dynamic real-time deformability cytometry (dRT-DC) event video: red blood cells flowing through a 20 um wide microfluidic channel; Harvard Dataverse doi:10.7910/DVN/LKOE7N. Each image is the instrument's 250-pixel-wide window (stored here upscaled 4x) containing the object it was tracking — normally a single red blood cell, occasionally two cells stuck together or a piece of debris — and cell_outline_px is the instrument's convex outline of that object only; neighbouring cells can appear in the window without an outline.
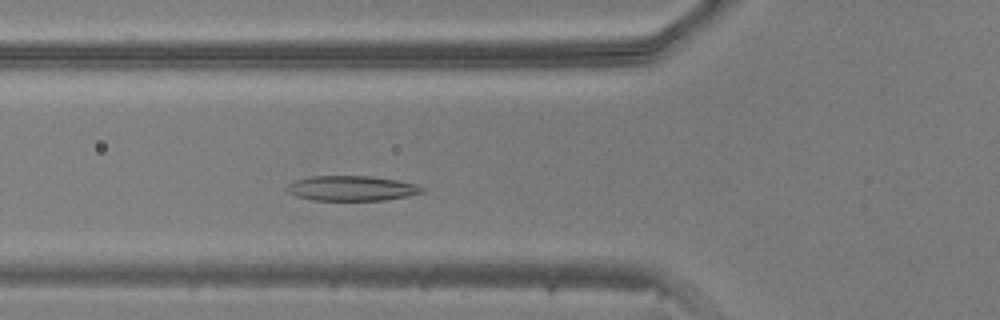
{"species": "common noctule bat (a hibernating species)", "species_latin": "Nyctalus noctula", "temperature_condition": "warm", "stored_images_in_passage": 38, "camera_frame_rate_fps": 3000, "um_per_image_px": 0.085, "animal": {"sex": "male", "body_mass_g": 20.5, "forearm_length_mm": 52.5}, "frame": {"image": 1, "passage_image": 7, "time_ms": 2.0, "image_size_px": [1000, 320], "cell_outline_px": [[428, 188], [424, 192], [408, 196], [384, 200], [312, 200], [296, 196], [288, 192], [284, 188], [288, 184], [296, 180], [312, 176], [372, 176], [420, 184]], "centroid_in_image_um": [29.95, 16.0], "position_along_channel_um": 95.9, "area_um2": 19.94}}
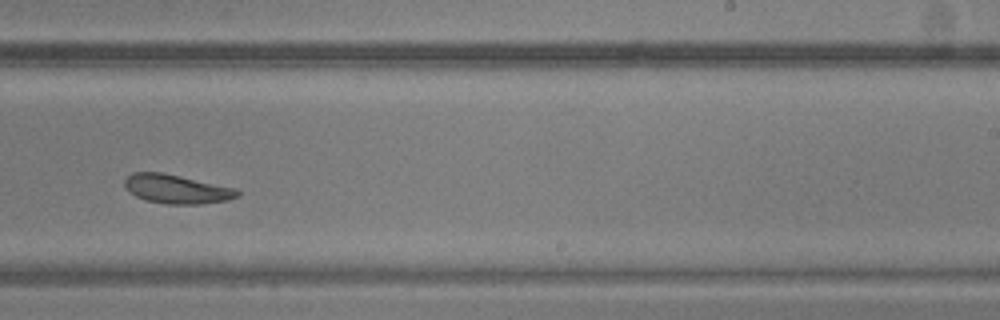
{"frame": {"image": 2, "passage_image": 20, "time_ms": 6.333, "image_size_px": [1000, 320], "cell_outline_px": [[240, 196], [228, 200], [200, 204], [164, 204], [148, 200], [136, 196], [128, 192], [124, 184], [124, 180], [132, 172], [160, 172], [180, 176], [236, 188], [240, 192]], "centroid_in_image_um": [15.02, 16.07], "position_along_channel_um": 274.0, "area_um2": 19.02}}
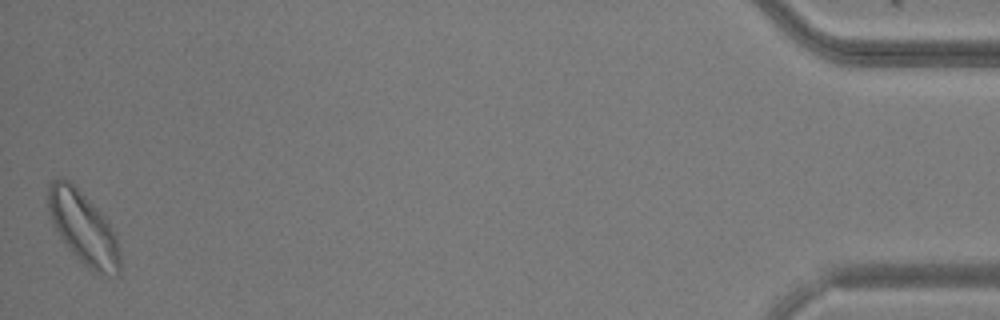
{"frame": {"image": 3, "passage_image": 38, "time_ms": 12.333, "image_size_px": [1000, 320], "cell_outline_px": [[120, 272], [116, 276], [96, 272], [88, 268], [72, 252], [60, 236], [52, 224], [48, 212], [48, 180], [60, 176], [68, 180], [104, 216], [112, 228], [116, 236], [120, 252]], "centroid_in_image_um": [7.06, 19.36], "position_along_channel_um": 428.1, "area_um2": 30.11}}